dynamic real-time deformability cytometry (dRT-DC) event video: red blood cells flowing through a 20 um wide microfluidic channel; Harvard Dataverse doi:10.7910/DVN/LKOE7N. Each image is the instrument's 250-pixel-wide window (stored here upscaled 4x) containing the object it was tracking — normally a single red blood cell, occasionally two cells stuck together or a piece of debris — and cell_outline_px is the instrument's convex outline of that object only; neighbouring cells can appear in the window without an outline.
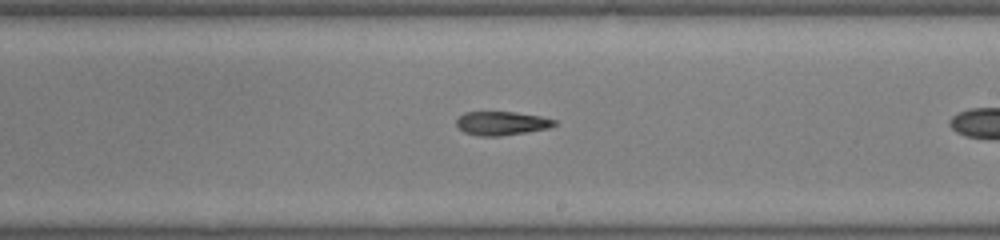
{"species": "common noctule bat (a hibernating species)", "species_latin": "Nyctalus noctula", "temperature_condition": "warm", "stored_images_in_passage": 30, "camera_frame_rate_fps": 3000, "um_per_image_px": 0.085, "animal": {"sex": "male", "body_mass_g": 19.0, "forearm_length_mm": 50.8}, "frame": {"image": 1, "passage_image": 22, "time_ms": 7.0, "image_size_px": [1000, 240], "cell_outline_px": [[556, 124], [548, 128], [528, 132], [500, 136], [480, 136], [464, 132], [456, 124], [456, 120], [464, 112], [516, 112], [540, 116], [556, 120]], "centroid_in_image_um": [42.64, 10.48], "position_along_channel_um": 246.4, "area_um2": 13.53}}